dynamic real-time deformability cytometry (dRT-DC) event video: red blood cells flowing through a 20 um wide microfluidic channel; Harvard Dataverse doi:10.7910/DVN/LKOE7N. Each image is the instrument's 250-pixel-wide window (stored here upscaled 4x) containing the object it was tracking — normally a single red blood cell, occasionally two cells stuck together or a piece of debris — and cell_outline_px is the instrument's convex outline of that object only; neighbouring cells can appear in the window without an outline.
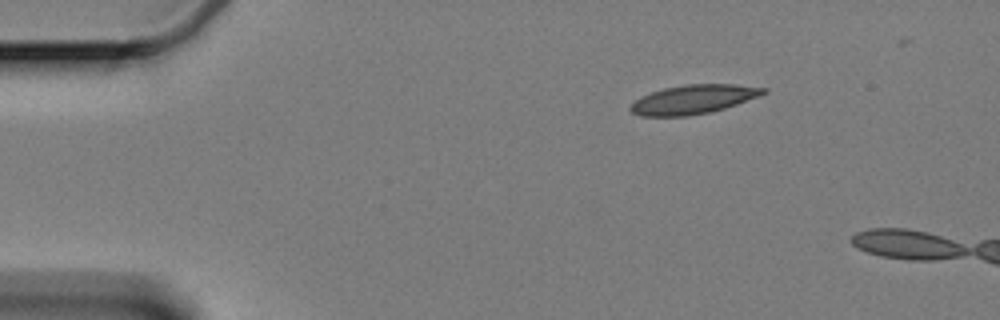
{"species": "Egyptian fruit bat (a non-hibernating species)", "species_latin": "Rousettus aegyptiacus", "temperature_condition": "cold", "stored_images_in_passage": 6, "camera_frame_rate_fps": 3000, "um_per_image_px": 0.085, "animal": {"sex": "female"}, "frame": {"image": 1, "passage_image": 1, "time_ms": 0.0, "image_size_px": [1000, 320], "cell_outline_px": [[768, 92], [760, 96], [712, 112], [688, 116], [640, 116], [632, 112], [628, 108], [640, 96], [664, 88], [684, 84], [736, 84], [768, 88]], "centroid_in_image_um": [58.96, 8.44], "position_along_channel_um": 26.0, "area_um2": 22.6}}